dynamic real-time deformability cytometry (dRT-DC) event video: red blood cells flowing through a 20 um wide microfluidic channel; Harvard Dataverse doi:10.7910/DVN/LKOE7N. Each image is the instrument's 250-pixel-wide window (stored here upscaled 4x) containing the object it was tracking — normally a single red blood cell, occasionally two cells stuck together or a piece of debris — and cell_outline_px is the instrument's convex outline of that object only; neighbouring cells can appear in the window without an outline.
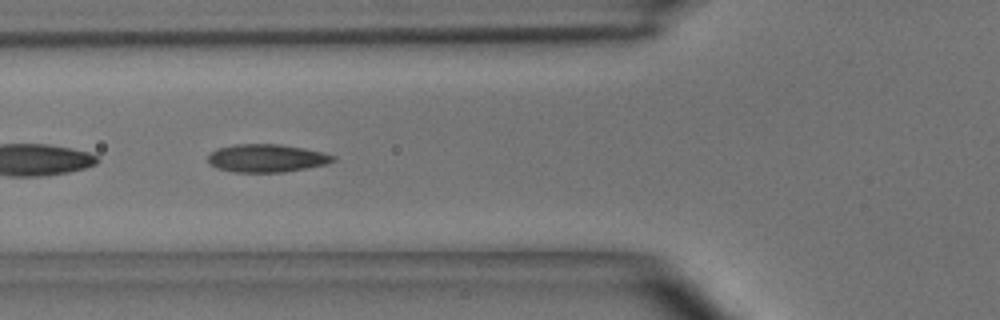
{"species": "common noctule bat (a hibernating species)", "species_latin": "Nyctalus noctula", "temperature_condition": "room temperature", "stored_images_in_passage": 47, "camera_frame_rate_fps": 3000, "um_per_image_px": 0.085, "animal": {"sex": "male", "body_mass_g": 15.6}, "frame": {"image": 1, "passage_image": 18, "time_ms": 5.667, "image_size_px": [1000, 320], "cell_outline_px": [[336, 160], [328, 164], [284, 172], [236, 172], [216, 168], [208, 164], [208, 156], [216, 148], [236, 144], [280, 144], [304, 148], [324, 152], [336, 156]], "centroid_in_image_um": [22.68, 13.44], "position_along_channel_um": 103.1, "area_um2": 20.58}, "authors_computed_cell_mechanics": {"area_um2": 20.3456, "velocity_mm_per_s": 4.0446, "shape_relaxation_time_tau1_ms": 3.4412, "shape_relaxation_time_tau2_ms": 1.5457, "deformation_change_tau1": 0.1622, "deformation_change_tau2": 0.095}}